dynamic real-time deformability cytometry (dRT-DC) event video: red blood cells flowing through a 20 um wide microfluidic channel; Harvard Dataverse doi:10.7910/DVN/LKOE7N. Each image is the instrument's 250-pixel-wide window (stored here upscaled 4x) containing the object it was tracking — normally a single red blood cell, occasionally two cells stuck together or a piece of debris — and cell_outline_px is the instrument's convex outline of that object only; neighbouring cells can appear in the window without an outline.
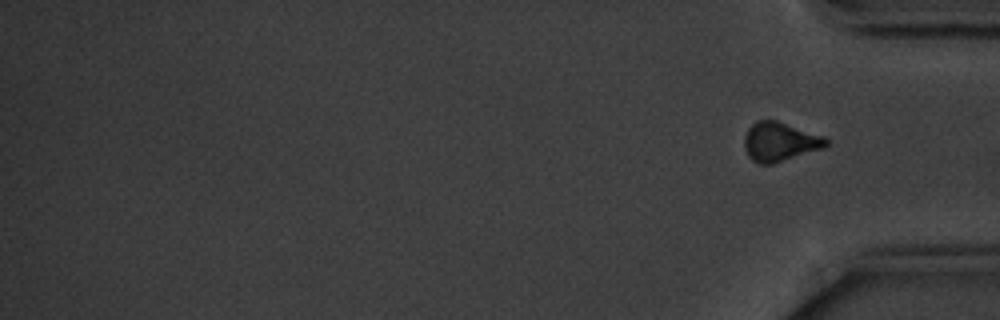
{"species": "common noctule bat (a hibernating species)", "species_latin": "Nyctalus noctula", "temperature_condition": "cold", "stored_images_in_passage": 12, "segment_of_instrument_passage": [2, 2], "camera_frame_rate_fps": 3000, "um_per_image_px": 0.085, "animal": {"sex": "male", "body_mass_g": 20.1, "forearm_length_mm": 53.5}, "frame": {"image": 1, "passage_image": 12, "time_ms": 14.0, "image_size_px": [1000, 320], "cell_outline_px": [[828, 144], [824, 148], [772, 164], [760, 164], [752, 160], [748, 156], [744, 148], [744, 136], [748, 128], [756, 120], [776, 120], [824, 136], [828, 140]], "centroid_in_image_um": [66.27, 12.05], "position_along_channel_um": 368.9, "area_um2": 18.67}}